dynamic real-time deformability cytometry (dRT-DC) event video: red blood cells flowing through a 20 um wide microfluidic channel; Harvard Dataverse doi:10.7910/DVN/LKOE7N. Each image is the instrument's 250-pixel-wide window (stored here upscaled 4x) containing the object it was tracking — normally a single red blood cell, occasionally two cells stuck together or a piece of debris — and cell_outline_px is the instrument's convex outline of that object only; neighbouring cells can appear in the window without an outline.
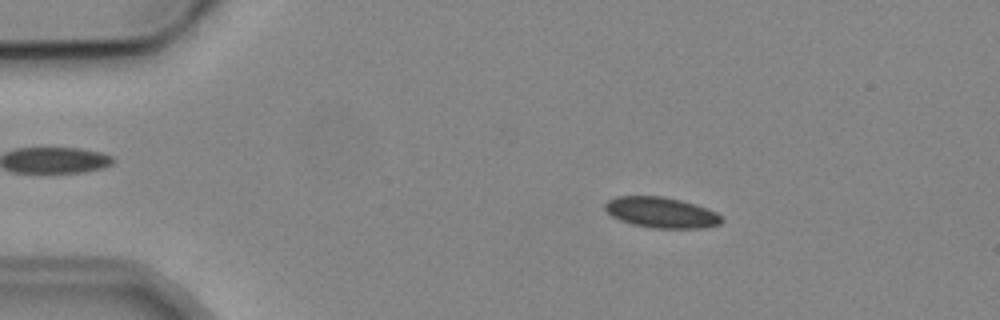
{"species": "common noctule bat (a hibernating species)", "species_latin": "Nyctalus noctula", "temperature_condition": "cold", "stored_images_in_passage": 3, "camera_frame_rate_fps": 3000, "um_per_image_px": 0.085, "animal": {"sex": "male", "body_mass_g": 19.2, "forearm_length_mm": 51.8}, "frame": {"image": 1, "passage_image": 2, "time_ms": 1.0, "image_size_px": [1000, 320], "cell_outline_px": [[724, 220], [720, 224], [700, 228], [652, 228], [632, 224], [620, 220], [612, 216], [604, 208], [604, 204], [608, 200], [616, 196], [660, 196], [680, 200], [696, 204], [716, 212]], "centroid_in_image_um": [56.19, 18.06], "position_along_channel_um": 28.8, "area_um2": 20.81}}